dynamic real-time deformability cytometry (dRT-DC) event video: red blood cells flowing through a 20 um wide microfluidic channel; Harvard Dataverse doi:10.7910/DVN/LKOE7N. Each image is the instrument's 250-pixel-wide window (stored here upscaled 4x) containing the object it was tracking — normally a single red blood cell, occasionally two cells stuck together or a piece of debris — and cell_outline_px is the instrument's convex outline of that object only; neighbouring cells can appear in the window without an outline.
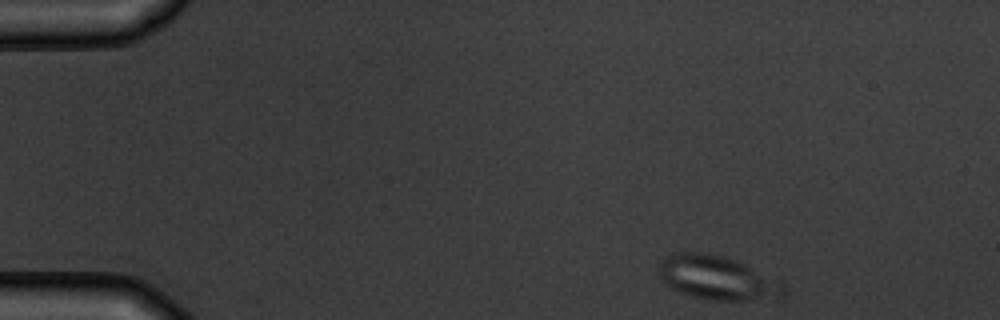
{"species": "common noctule bat (a hibernating species)", "species_latin": "Nyctalus noctula", "temperature_condition": "warm", "stored_images_in_passage": 7, "camera_frame_rate_fps": 3000, "um_per_image_px": 0.085, "animal": {"sex": "male", "body_mass_g": 19.5, "forearm_length_mm": 54.6}, "frame": {"image": 1, "passage_image": 1, "time_ms": 0.0, "image_size_px": [1000, 320], "cell_outline_px": [[788, 292], [784, 296], [744, 300], [708, 300], [692, 296], [680, 292], [664, 284], [660, 276], [660, 264], [668, 256], [680, 252], [708, 252], [724, 256], [736, 260], [784, 280]], "centroid_in_image_um": [61.06, 23.61], "position_along_channel_um": 23.9, "area_um2": 32.31}}